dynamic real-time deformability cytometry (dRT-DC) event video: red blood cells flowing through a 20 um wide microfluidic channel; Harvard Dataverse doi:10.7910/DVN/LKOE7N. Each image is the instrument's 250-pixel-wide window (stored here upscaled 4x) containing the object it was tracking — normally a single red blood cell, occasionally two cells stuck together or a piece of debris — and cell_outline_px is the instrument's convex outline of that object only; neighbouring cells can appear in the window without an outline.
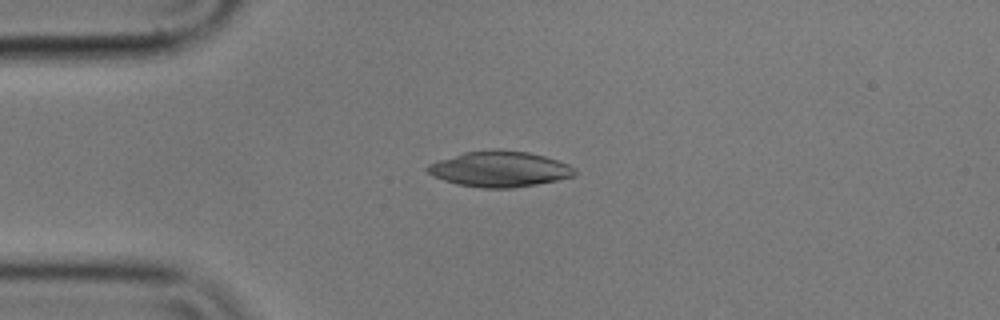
{"species": "common noctule bat (a hibernating species)", "species_latin": "Nyctalus noctula", "temperature_condition": "cold", "stored_images_in_passage": 6, "camera_frame_rate_fps": 3000, "um_per_image_px": 0.085, "animal": {"sex": "male", "body_mass_g": 17.9}, "frame": {"image": 1, "passage_image": 4, "time_ms": 1.0, "image_size_px": [1000, 320], "cell_outline_px": [[576, 176], [536, 184], [512, 188], [484, 188], [456, 184], [432, 176], [424, 168], [428, 164], [464, 152], [496, 148], [528, 152], [544, 156], [568, 164], [576, 168]], "centroid_in_image_um": [42.46, 14.36], "position_along_channel_um": 42.5, "area_um2": 30.69}}
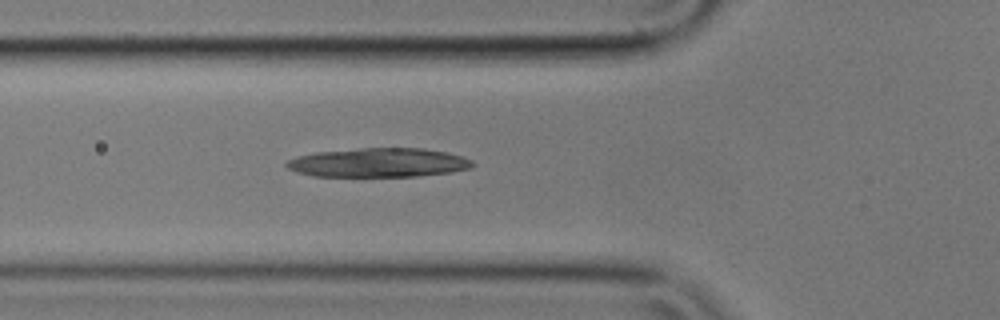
{"frame": {"image": 2, "passage_image": 6, "time_ms": 1.667, "image_size_px": [1000, 320], "cell_outline_px": [[476, 164], [472, 168], [452, 172], [420, 176], [312, 176], [296, 172], [288, 168], [284, 164], [288, 160], [300, 156], [316, 152], [360, 148], [424, 148], [464, 156], [472, 160]], "centroid_in_image_um": [32.23, 13.82], "position_along_channel_um": 93.6, "area_um2": 31.62}}